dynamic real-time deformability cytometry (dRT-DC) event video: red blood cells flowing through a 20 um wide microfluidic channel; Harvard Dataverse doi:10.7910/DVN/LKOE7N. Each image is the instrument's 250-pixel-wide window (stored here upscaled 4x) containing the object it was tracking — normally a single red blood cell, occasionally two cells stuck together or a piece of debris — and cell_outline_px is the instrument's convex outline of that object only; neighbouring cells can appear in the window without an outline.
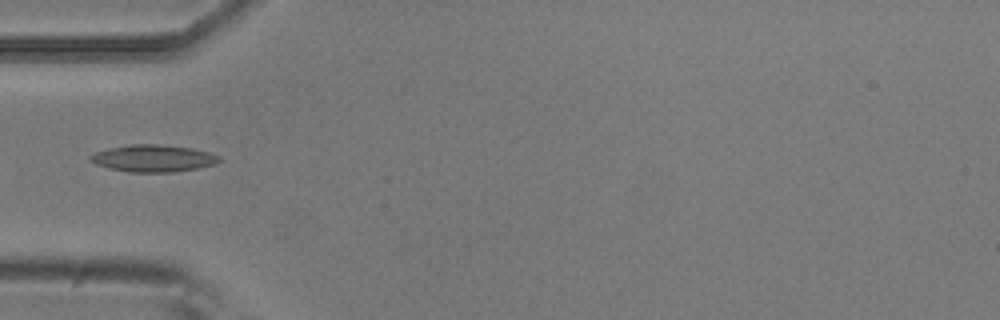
{"species": "common noctule bat (a hibernating species)", "species_latin": "Nyctalus noctula", "temperature_condition": "room temperature", "stored_images_in_passage": 10, "camera_frame_rate_fps": 3000, "um_per_image_px": 0.085, "animal": {"sex": "male", "body_mass_g": 20.5, "forearm_length_mm": 52.5}, "frame": {"image": 1, "passage_image": 4, "time_ms": 4.333, "image_size_px": [1000, 320], "cell_outline_px": [[220, 160], [216, 164], [196, 168], [172, 172], [132, 172], [112, 168], [96, 164], [88, 156], [96, 152], [108, 148], [132, 144], [156, 144], [192, 148], [208, 152], [220, 156]], "centroid_in_image_um": [13.05, 13.45], "position_along_channel_um": 71.9, "area_um2": 20.0}}
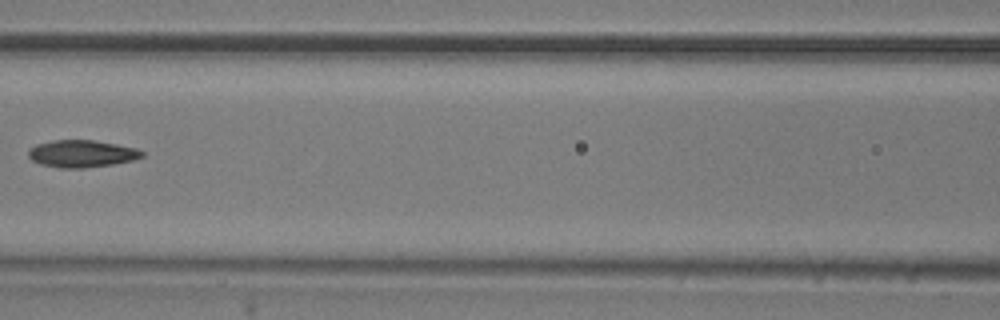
{"frame": {"image": 2, "passage_image": 6, "time_ms": 6.667, "image_size_px": [1000, 320], "cell_outline_px": [[144, 156], [132, 160], [112, 164], [84, 168], [60, 168], [40, 164], [32, 160], [28, 156], [28, 152], [36, 144], [56, 140], [92, 140], [116, 144], [136, 148], [144, 152]], "centroid_in_image_um": [6.95, 13.07], "position_along_channel_um": 159.7, "area_um2": 17.86}}
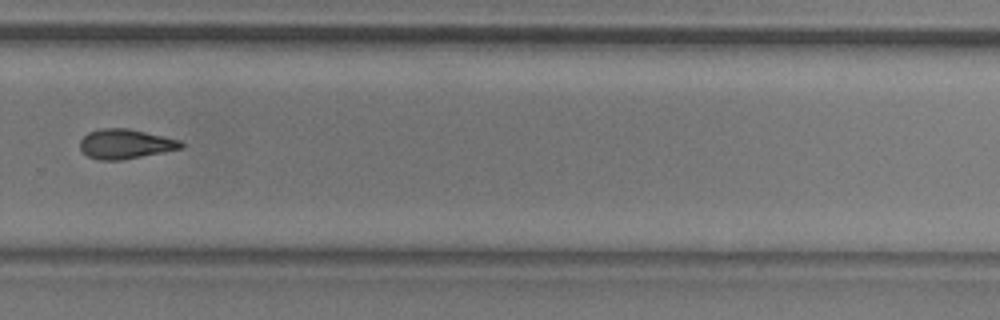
{"frame": {"image": 3, "passage_image": 10, "time_ms": 11.0, "image_size_px": [1000, 320], "cell_outline_px": [[184, 148], [120, 160], [100, 160], [88, 156], [80, 148], [80, 140], [88, 132], [100, 128], [128, 128], [164, 136], [180, 140], [184, 144]], "centroid_in_image_um": [10.66, 12.22], "position_along_channel_um": 319.1, "area_um2": 17.4}}